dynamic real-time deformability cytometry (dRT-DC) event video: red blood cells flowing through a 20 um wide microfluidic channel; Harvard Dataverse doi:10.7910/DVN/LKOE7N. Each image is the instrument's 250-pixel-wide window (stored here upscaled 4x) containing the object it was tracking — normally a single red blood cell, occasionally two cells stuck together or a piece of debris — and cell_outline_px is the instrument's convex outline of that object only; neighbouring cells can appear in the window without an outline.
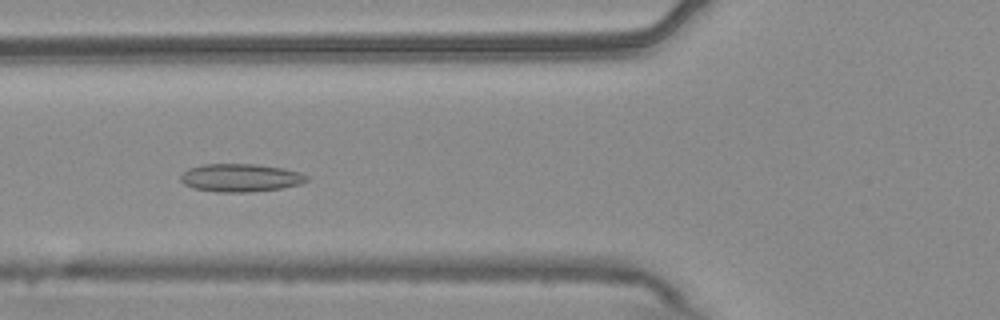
{"species": "common noctule bat (a hibernating species)", "species_latin": "Nyctalus noctula", "temperature_condition": "warm", "stored_images_in_passage": 55, "camera_frame_rate_fps": 3000, "um_per_image_px": 0.085, "animal": {"sex": "male", "body_mass_g": 20.4}, "frame": {"image": 1, "passage_image": 21, "time_ms": 6.667, "image_size_px": [1000, 320], "cell_outline_px": [[308, 180], [300, 184], [280, 188], [252, 192], [216, 192], [192, 188], [184, 184], [180, 180], [180, 176], [188, 168], [204, 164], [256, 164], [284, 168], [300, 172], [308, 176]], "centroid_in_image_um": [20.43, 15.11], "position_along_channel_um": 105.4, "area_um2": 20.69}}
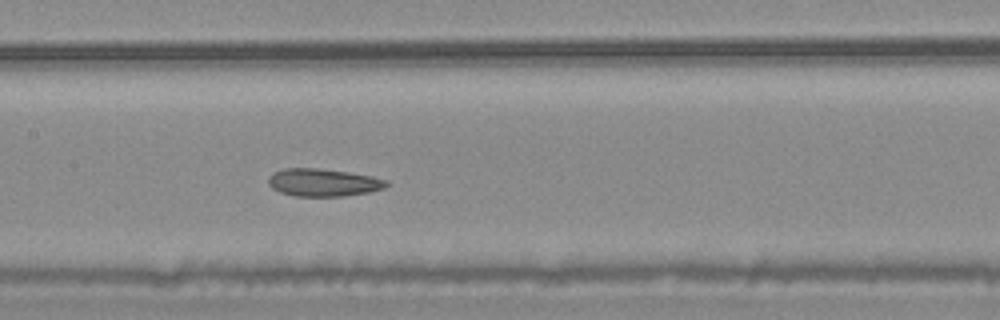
{"frame": {"image": 2, "passage_image": 27, "time_ms": 8.667, "image_size_px": [1000, 320], "cell_outline_px": [[388, 184], [384, 188], [368, 192], [344, 196], [296, 196], [280, 192], [272, 188], [268, 184], [268, 176], [272, 172], [284, 168], [316, 168], [348, 172], [372, 176], [388, 180]], "centroid_in_image_um": [27.45, 15.5], "position_along_channel_um": 180.0, "area_um2": 19.07}}
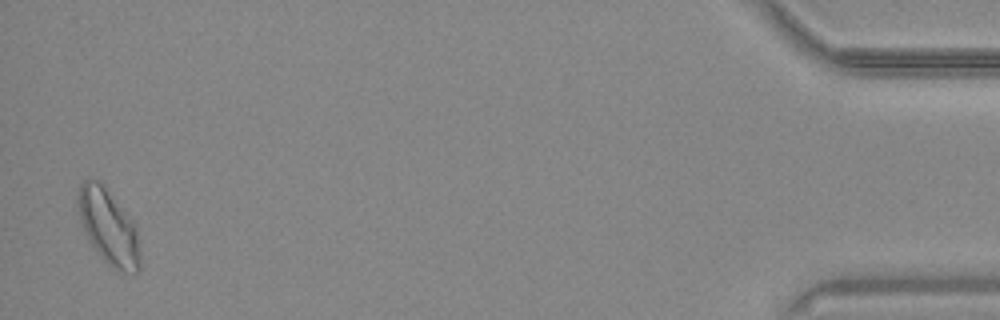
{"frame": {"image": 3, "passage_image": 54, "time_ms": 17.667, "image_size_px": [1000, 320], "cell_outline_px": [[140, 268], [136, 272], [120, 272], [112, 268], [104, 260], [92, 244], [80, 220], [76, 204], [76, 200], [80, 184], [88, 176], [96, 180], [104, 188], [136, 224], [140, 252]], "centroid_in_image_um": [9.22, 19.3], "position_along_channel_um": 426.0, "area_um2": 26.82}, "authors_computed_cell_mechanics": {"area_um2": 21.0392, "velocity_mm_per_s": 3.7122, "shape_relaxation_time_tau1_ms": null, "shape_relaxation_time_tau2_ms": 3.0896, "deformation_change_tau1": null, "deformation_change_tau2": 0.0952}}